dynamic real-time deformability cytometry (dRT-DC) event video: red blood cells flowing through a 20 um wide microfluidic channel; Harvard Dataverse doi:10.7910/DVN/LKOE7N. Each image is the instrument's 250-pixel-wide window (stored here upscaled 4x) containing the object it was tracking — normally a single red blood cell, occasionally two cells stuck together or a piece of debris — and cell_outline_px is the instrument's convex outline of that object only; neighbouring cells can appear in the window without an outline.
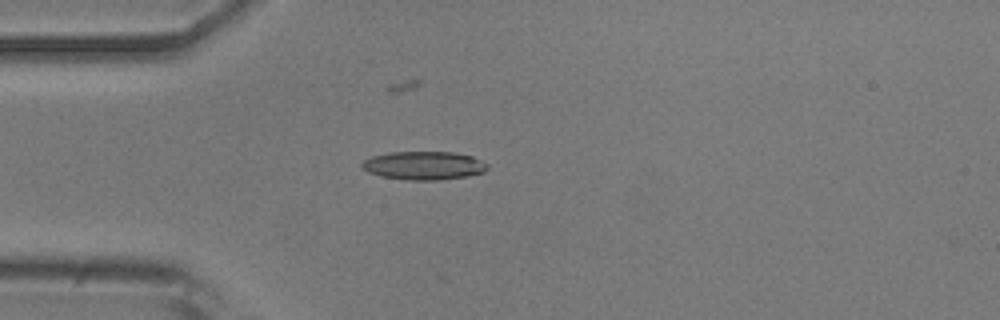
{"species": "common noctule bat (a hibernating species)", "species_latin": "Nyctalus noctula", "temperature_condition": "room temperature", "stored_images_in_passage": 13, "camera_frame_rate_fps": 3000, "um_per_image_px": 0.085, "animal": {"sex": "male", "body_mass_g": 20.5, "forearm_length_mm": 52.5}, "frame": {"image": 1, "passage_image": 2, "time_ms": 0.333, "image_size_px": [1000, 320], "cell_outline_px": [[488, 168], [484, 172], [468, 176], [440, 180], [408, 180], [380, 176], [368, 172], [360, 168], [360, 164], [364, 160], [372, 156], [392, 152], [452, 152], [472, 156], [488, 164]], "centroid_in_image_um": [36.01, 14.07], "position_along_channel_um": 49.0, "area_um2": 20.87}}
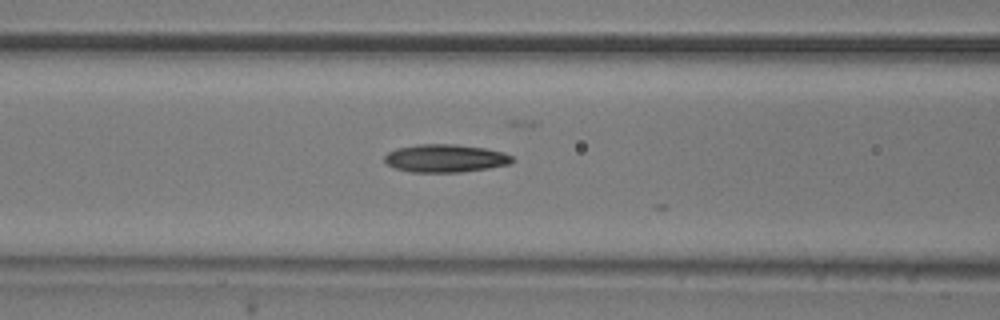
{"frame": {"image": 2, "passage_image": 9, "time_ms": 2.667, "image_size_px": [1000, 320], "cell_outline_px": [[516, 160], [512, 164], [488, 168], [460, 172], [412, 172], [396, 168], [388, 164], [384, 160], [384, 156], [388, 152], [396, 148], [416, 144], [456, 144], [484, 148], [504, 152], [512, 156]], "centroid_in_image_um": [37.89, 13.45], "position_along_channel_um": 128.7, "area_um2": 20.92}}
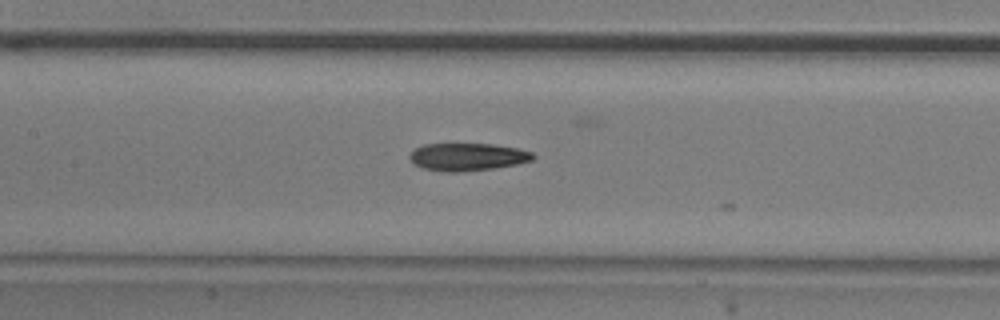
{"frame": {"image": 3, "passage_image": 12, "time_ms": 3.667, "image_size_px": [1000, 320], "cell_outline_px": [[536, 156], [532, 160], [516, 164], [496, 168], [460, 172], [440, 172], [424, 168], [412, 164], [408, 156], [416, 148], [424, 144], [492, 144], [516, 148], [532, 152]], "centroid_in_image_um": [39.71, 13.34], "position_along_channel_um": 167.7, "area_um2": 19.94}}